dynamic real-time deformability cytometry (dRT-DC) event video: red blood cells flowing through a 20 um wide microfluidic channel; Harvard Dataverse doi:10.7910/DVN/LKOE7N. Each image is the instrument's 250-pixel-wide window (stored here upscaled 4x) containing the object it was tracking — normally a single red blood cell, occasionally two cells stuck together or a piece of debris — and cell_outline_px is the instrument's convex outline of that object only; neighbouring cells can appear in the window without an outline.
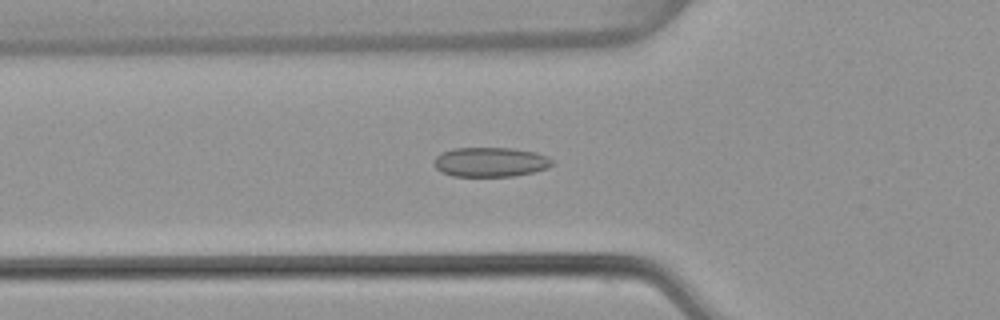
{"species": "common noctule bat (a hibernating species)", "species_latin": "Nyctalus noctula", "temperature_condition": "warm", "stored_images_in_passage": 54, "camera_frame_rate_fps": 3000, "um_per_image_px": 0.085, "animal": {"sex": "female", "body_mass_g": 22.7, "forearm_length_mm": 54.2}, "frame": {"image": 1, "passage_image": 19, "time_ms": 6.0, "image_size_px": [1000, 320], "cell_outline_px": [[552, 164], [548, 168], [532, 172], [512, 176], [452, 176], [440, 172], [436, 168], [436, 156], [444, 152], [456, 148], [512, 148], [536, 152], [548, 156], [552, 160]], "centroid_in_image_um": [41.71, 13.77], "position_along_channel_um": 84.1, "area_um2": 20.17}}
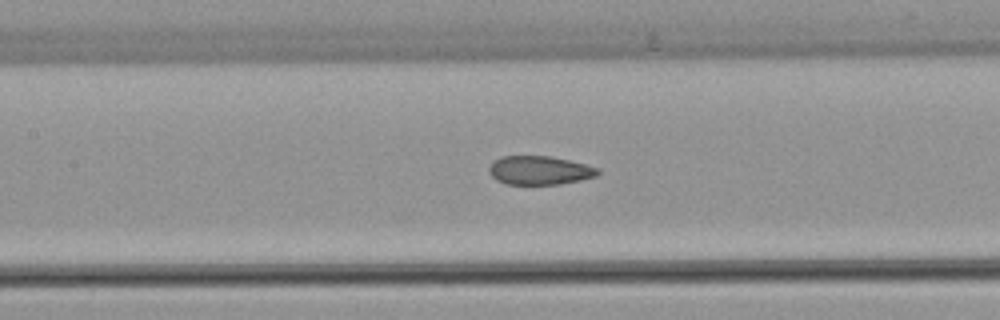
{"frame": {"image": 2, "passage_image": 25, "time_ms": 8.0, "image_size_px": [1000, 320], "cell_outline_px": [[600, 172], [596, 176], [580, 180], [560, 184], [504, 184], [496, 180], [488, 172], [488, 168], [492, 160], [500, 156], [548, 156], [568, 160], [600, 168]], "centroid_in_image_um": [45.82, 14.48], "position_along_channel_um": 161.6, "area_um2": 18.32}}
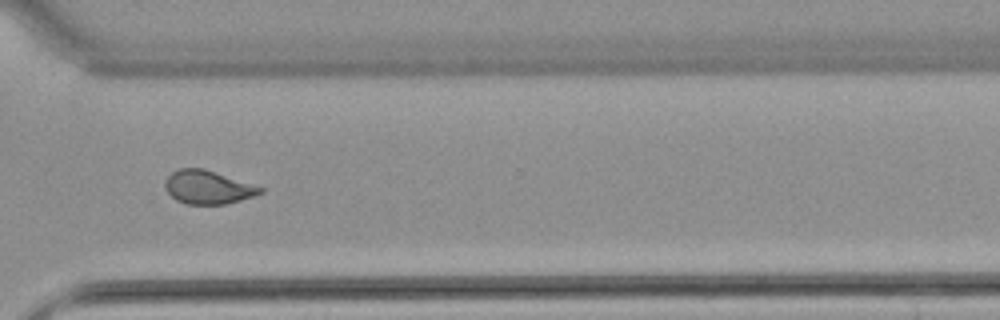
{"frame": {"image": 3, "passage_image": 40, "time_ms": 13.0, "image_size_px": [1000, 320], "cell_outline_px": [[264, 192], [240, 200], [224, 204], [188, 204], [176, 200], [164, 188], [164, 180], [172, 172], [180, 168], [204, 168], [264, 188]], "centroid_in_image_um": [17.64, 15.91], "position_along_channel_um": 353.0, "area_um2": 18.44}, "authors_computed_cell_mechanics": {"area_um2": 19.363, "velocity_mm_per_s": 3.8393, "shape_relaxation_time_tau1_ms": null, "shape_relaxation_time_tau2_ms": 1.1385, "deformation_change_tau1": null, "deformation_change_tau2": 0.0796}}